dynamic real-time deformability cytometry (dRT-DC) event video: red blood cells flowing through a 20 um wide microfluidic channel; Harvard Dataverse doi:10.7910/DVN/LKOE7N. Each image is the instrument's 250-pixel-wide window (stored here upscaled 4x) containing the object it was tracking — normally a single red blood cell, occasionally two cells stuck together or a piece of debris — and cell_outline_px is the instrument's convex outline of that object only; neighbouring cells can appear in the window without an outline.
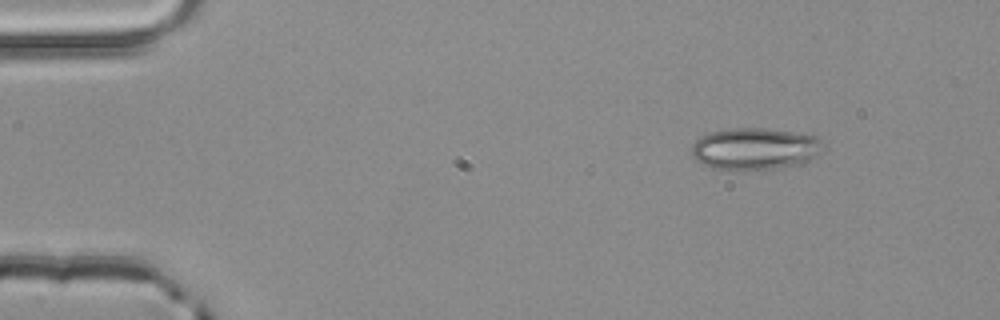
{"species": "common noctule bat (a hibernating species)", "species_latin": "Nyctalus noctula", "temperature_condition": "room temperature", "stored_images_in_passage": 3, "camera_frame_rate_fps": 3000, "um_per_image_px": 0.085, "animal": {"sex": "male", "body_mass_g": 20.4}, "frame": {"image": 1, "passage_image": 1, "time_ms": 0.0, "image_size_px": [1000, 320], "cell_outline_px": [[824, 144], [820, 152], [816, 156], [804, 164], [780, 168], [712, 168], [696, 160], [692, 156], [692, 144], [700, 136], [708, 132], [732, 128], [764, 128], [792, 132], [816, 136]], "centroid_in_image_um": [64.18, 12.62], "position_along_channel_um": 20.8, "area_um2": 31.85}}